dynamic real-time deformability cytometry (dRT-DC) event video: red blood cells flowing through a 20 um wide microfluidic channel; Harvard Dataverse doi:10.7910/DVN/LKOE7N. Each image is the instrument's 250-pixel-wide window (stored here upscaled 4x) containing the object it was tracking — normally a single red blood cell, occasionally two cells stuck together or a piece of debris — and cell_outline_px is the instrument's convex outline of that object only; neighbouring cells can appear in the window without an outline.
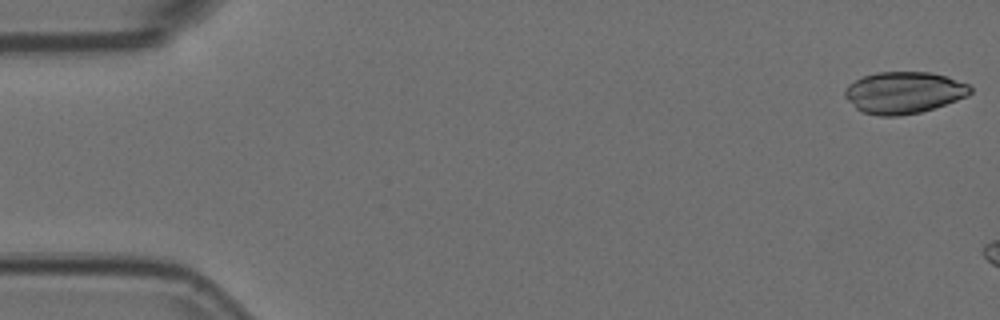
{"species": "Egyptian fruit bat (a non-hibernating species)", "species_latin": "Rousettus aegyptiacus", "temperature_condition": "room temperature", "stored_images_in_passage": 8, "camera_frame_rate_fps": 3000, "um_per_image_px": 0.085, "animal": {"sex": "female"}, "frame": {"image": 1, "passage_image": 1, "time_ms": 0.0, "image_size_px": [1000, 320], "cell_outline_px": [[972, 92], [968, 96], [920, 112], [896, 116], [880, 116], [860, 112], [844, 96], [844, 88], [848, 84], [864, 76], [876, 72], [932, 72], [948, 76], [968, 84], [972, 88]], "centroid_in_image_um": [76.81, 7.86], "position_along_channel_um": 8.2, "area_um2": 30.58}}